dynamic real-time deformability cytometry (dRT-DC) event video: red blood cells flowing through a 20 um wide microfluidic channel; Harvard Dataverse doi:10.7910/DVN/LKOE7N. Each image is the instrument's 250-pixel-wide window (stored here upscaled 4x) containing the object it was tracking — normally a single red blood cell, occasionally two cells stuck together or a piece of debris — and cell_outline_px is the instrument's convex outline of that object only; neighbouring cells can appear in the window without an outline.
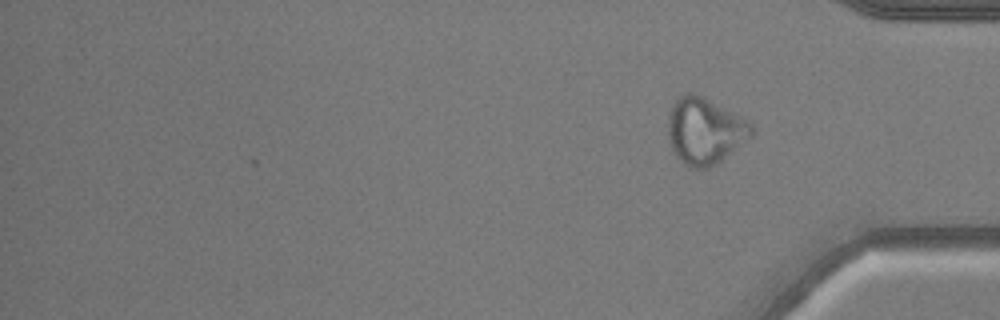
{"species": "common noctule bat (a hibernating species)", "species_latin": "Nyctalus noctula", "temperature_condition": "warm", "stored_images_in_passage": 38, "camera_frame_rate_fps": 3000, "um_per_image_px": 0.085, "animal": {"sex": "male", "body_mass_g": 20.5, "forearm_length_mm": 52.5}, "frame": {"image": 1, "passage_image": 38, "time_ms": 12.333, "image_size_px": [1000, 320], "cell_outline_px": [[752, 136], [716, 164], [704, 168], [688, 168], [672, 152], [668, 140], [668, 116], [672, 104], [680, 96], [688, 92], [704, 96], [748, 120], [752, 124]], "centroid_in_image_um": [59.88, 11.12], "position_along_channel_um": 375.3, "area_um2": 32.43}}